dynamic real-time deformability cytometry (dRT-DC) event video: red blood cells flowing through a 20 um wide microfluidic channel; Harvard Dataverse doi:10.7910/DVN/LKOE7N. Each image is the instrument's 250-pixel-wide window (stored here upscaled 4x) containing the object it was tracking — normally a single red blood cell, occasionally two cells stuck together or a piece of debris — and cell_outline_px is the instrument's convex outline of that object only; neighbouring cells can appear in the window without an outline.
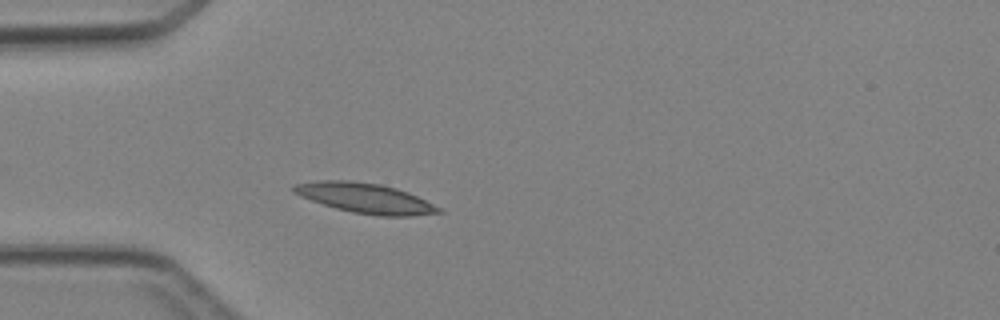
{"species": "Egyptian fruit bat (a non-hibernating species)", "species_latin": "Rousettus aegyptiacus", "temperature_condition": "cold", "stored_images_in_passage": 4, "camera_frame_rate_fps": 3000, "um_per_image_px": 0.085, "animal": {"sex": "female"}, "frame": {"image": 1, "passage_image": 4, "time_ms": 3.667, "image_size_px": [1000, 320], "cell_outline_px": [[444, 212], [412, 216], [380, 216], [352, 212], [336, 208], [300, 196], [292, 192], [292, 184], [316, 180], [348, 180], [380, 184], [396, 188], [408, 192], [440, 208]], "centroid_in_image_um": [31.01, 16.83], "position_along_channel_um": 54.0, "area_um2": 25.2}}